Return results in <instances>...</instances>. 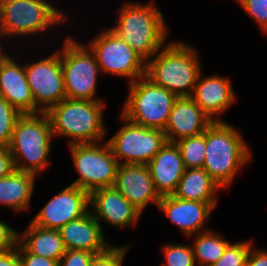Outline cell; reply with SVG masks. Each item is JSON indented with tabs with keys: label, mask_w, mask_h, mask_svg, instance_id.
<instances>
[{
	"label": "cell",
	"mask_w": 267,
	"mask_h": 266,
	"mask_svg": "<svg viewBox=\"0 0 267 266\" xmlns=\"http://www.w3.org/2000/svg\"><path fill=\"white\" fill-rule=\"evenodd\" d=\"M155 2H124L118 9L117 24L109 29L125 41L145 62L168 41L169 27Z\"/></svg>",
	"instance_id": "6da1fadb"
},
{
	"label": "cell",
	"mask_w": 267,
	"mask_h": 266,
	"mask_svg": "<svg viewBox=\"0 0 267 266\" xmlns=\"http://www.w3.org/2000/svg\"><path fill=\"white\" fill-rule=\"evenodd\" d=\"M172 41L146 62L145 76L177 97H191L203 69L199 53L182 40Z\"/></svg>",
	"instance_id": "7a4b0ae2"
},
{
	"label": "cell",
	"mask_w": 267,
	"mask_h": 266,
	"mask_svg": "<svg viewBox=\"0 0 267 266\" xmlns=\"http://www.w3.org/2000/svg\"><path fill=\"white\" fill-rule=\"evenodd\" d=\"M203 169L222 189L232 185L237 173L252 159V150L240 131L226 121H214L205 130Z\"/></svg>",
	"instance_id": "3957f363"
},
{
	"label": "cell",
	"mask_w": 267,
	"mask_h": 266,
	"mask_svg": "<svg viewBox=\"0 0 267 266\" xmlns=\"http://www.w3.org/2000/svg\"><path fill=\"white\" fill-rule=\"evenodd\" d=\"M104 106V101L65 98L46 112L53 136H66L67 145L102 142L107 129Z\"/></svg>",
	"instance_id": "277c9868"
},
{
	"label": "cell",
	"mask_w": 267,
	"mask_h": 266,
	"mask_svg": "<svg viewBox=\"0 0 267 266\" xmlns=\"http://www.w3.org/2000/svg\"><path fill=\"white\" fill-rule=\"evenodd\" d=\"M53 137L46 113L22 114L15 123L8 146L15 169L41 175L51 165L48 156L51 155Z\"/></svg>",
	"instance_id": "5b68a950"
},
{
	"label": "cell",
	"mask_w": 267,
	"mask_h": 266,
	"mask_svg": "<svg viewBox=\"0 0 267 266\" xmlns=\"http://www.w3.org/2000/svg\"><path fill=\"white\" fill-rule=\"evenodd\" d=\"M51 3L47 0H0V36L3 40L18 36L24 39L66 24L69 18L64 10Z\"/></svg>",
	"instance_id": "8992f818"
},
{
	"label": "cell",
	"mask_w": 267,
	"mask_h": 266,
	"mask_svg": "<svg viewBox=\"0 0 267 266\" xmlns=\"http://www.w3.org/2000/svg\"><path fill=\"white\" fill-rule=\"evenodd\" d=\"M177 98L143 76L128 83L127 99L120 114L137 125L164 131Z\"/></svg>",
	"instance_id": "52a82bcc"
},
{
	"label": "cell",
	"mask_w": 267,
	"mask_h": 266,
	"mask_svg": "<svg viewBox=\"0 0 267 266\" xmlns=\"http://www.w3.org/2000/svg\"><path fill=\"white\" fill-rule=\"evenodd\" d=\"M75 38V39H74ZM76 37L68 35L60 48L66 97L91 101H104L97 94V79L101 74L91 49Z\"/></svg>",
	"instance_id": "ba28073f"
},
{
	"label": "cell",
	"mask_w": 267,
	"mask_h": 266,
	"mask_svg": "<svg viewBox=\"0 0 267 266\" xmlns=\"http://www.w3.org/2000/svg\"><path fill=\"white\" fill-rule=\"evenodd\" d=\"M78 179L71 183L80 189L92 191L113 187L118 161L106 141L68 145Z\"/></svg>",
	"instance_id": "9c48e42d"
},
{
	"label": "cell",
	"mask_w": 267,
	"mask_h": 266,
	"mask_svg": "<svg viewBox=\"0 0 267 266\" xmlns=\"http://www.w3.org/2000/svg\"><path fill=\"white\" fill-rule=\"evenodd\" d=\"M102 30L87 45L101 74L126 77L129 83L145 76L146 62L109 27Z\"/></svg>",
	"instance_id": "30bf717a"
},
{
	"label": "cell",
	"mask_w": 267,
	"mask_h": 266,
	"mask_svg": "<svg viewBox=\"0 0 267 266\" xmlns=\"http://www.w3.org/2000/svg\"><path fill=\"white\" fill-rule=\"evenodd\" d=\"M123 126L106 142L119 164L147 165L166 144L164 131L130 122L120 114Z\"/></svg>",
	"instance_id": "8fae6325"
},
{
	"label": "cell",
	"mask_w": 267,
	"mask_h": 266,
	"mask_svg": "<svg viewBox=\"0 0 267 266\" xmlns=\"http://www.w3.org/2000/svg\"><path fill=\"white\" fill-rule=\"evenodd\" d=\"M34 99V114L46 113L66 97L60 49L39 61L24 64Z\"/></svg>",
	"instance_id": "7c38bea8"
},
{
	"label": "cell",
	"mask_w": 267,
	"mask_h": 266,
	"mask_svg": "<svg viewBox=\"0 0 267 266\" xmlns=\"http://www.w3.org/2000/svg\"><path fill=\"white\" fill-rule=\"evenodd\" d=\"M89 211L90 193L70 184L56 193L30 222L43 228L58 230Z\"/></svg>",
	"instance_id": "4fadbf2b"
},
{
	"label": "cell",
	"mask_w": 267,
	"mask_h": 266,
	"mask_svg": "<svg viewBox=\"0 0 267 266\" xmlns=\"http://www.w3.org/2000/svg\"><path fill=\"white\" fill-rule=\"evenodd\" d=\"M217 204L219 203L184 200L168 195L160 198L157 207L188 238L210 229L205 228L204 224L210 221Z\"/></svg>",
	"instance_id": "5bb4252c"
},
{
	"label": "cell",
	"mask_w": 267,
	"mask_h": 266,
	"mask_svg": "<svg viewBox=\"0 0 267 266\" xmlns=\"http://www.w3.org/2000/svg\"><path fill=\"white\" fill-rule=\"evenodd\" d=\"M90 211L100 223L115 228L136 226L143 214L113 187L99 188L90 193Z\"/></svg>",
	"instance_id": "9a60e30c"
},
{
	"label": "cell",
	"mask_w": 267,
	"mask_h": 266,
	"mask_svg": "<svg viewBox=\"0 0 267 266\" xmlns=\"http://www.w3.org/2000/svg\"><path fill=\"white\" fill-rule=\"evenodd\" d=\"M114 187L142 213L150 202L158 206L161 198L154 188L148 165L119 164Z\"/></svg>",
	"instance_id": "2e32d148"
},
{
	"label": "cell",
	"mask_w": 267,
	"mask_h": 266,
	"mask_svg": "<svg viewBox=\"0 0 267 266\" xmlns=\"http://www.w3.org/2000/svg\"><path fill=\"white\" fill-rule=\"evenodd\" d=\"M198 76L191 98L213 121H224L220 118L236 101L235 90L227 76Z\"/></svg>",
	"instance_id": "e0dca14e"
},
{
	"label": "cell",
	"mask_w": 267,
	"mask_h": 266,
	"mask_svg": "<svg viewBox=\"0 0 267 266\" xmlns=\"http://www.w3.org/2000/svg\"><path fill=\"white\" fill-rule=\"evenodd\" d=\"M191 97H178L164 130L167 142L199 135L213 123Z\"/></svg>",
	"instance_id": "ac0fdd59"
},
{
	"label": "cell",
	"mask_w": 267,
	"mask_h": 266,
	"mask_svg": "<svg viewBox=\"0 0 267 266\" xmlns=\"http://www.w3.org/2000/svg\"><path fill=\"white\" fill-rule=\"evenodd\" d=\"M58 232L67 250H83L100 255L114 246L108 243L103 227L91 211L63 225Z\"/></svg>",
	"instance_id": "d6986e66"
},
{
	"label": "cell",
	"mask_w": 267,
	"mask_h": 266,
	"mask_svg": "<svg viewBox=\"0 0 267 266\" xmlns=\"http://www.w3.org/2000/svg\"><path fill=\"white\" fill-rule=\"evenodd\" d=\"M7 54L0 62V96L21 114H34V99L24 65Z\"/></svg>",
	"instance_id": "ffe728a7"
},
{
	"label": "cell",
	"mask_w": 267,
	"mask_h": 266,
	"mask_svg": "<svg viewBox=\"0 0 267 266\" xmlns=\"http://www.w3.org/2000/svg\"><path fill=\"white\" fill-rule=\"evenodd\" d=\"M147 165L159 196L173 195L186 169L177 145L166 142Z\"/></svg>",
	"instance_id": "44dd1931"
},
{
	"label": "cell",
	"mask_w": 267,
	"mask_h": 266,
	"mask_svg": "<svg viewBox=\"0 0 267 266\" xmlns=\"http://www.w3.org/2000/svg\"><path fill=\"white\" fill-rule=\"evenodd\" d=\"M36 178L30 172L16 169L7 177L0 178V205L15 212L29 210Z\"/></svg>",
	"instance_id": "7402d4cb"
},
{
	"label": "cell",
	"mask_w": 267,
	"mask_h": 266,
	"mask_svg": "<svg viewBox=\"0 0 267 266\" xmlns=\"http://www.w3.org/2000/svg\"><path fill=\"white\" fill-rule=\"evenodd\" d=\"M18 242L29 253L58 262L67 250L58 230L43 228L31 222L22 234L18 232Z\"/></svg>",
	"instance_id": "603a6c76"
},
{
	"label": "cell",
	"mask_w": 267,
	"mask_h": 266,
	"mask_svg": "<svg viewBox=\"0 0 267 266\" xmlns=\"http://www.w3.org/2000/svg\"><path fill=\"white\" fill-rule=\"evenodd\" d=\"M220 185L203 168H186L173 196L198 202H219Z\"/></svg>",
	"instance_id": "cb8c5ba5"
},
{
	"label": "cell",
	"mask_w": 267,
	"mask_h": 266,
	"mask_svg": "<svg viewBox=\"0 0 267 266\" xmlns=\"http://www.w3.org/2000/svg\"><path fill=\"white\" fill-rule=\"evenodd\" d=\"M193 238L192 249L197 266H211L218 261L227 245L230 243L223 235L217 231L209 229L192 235L188 238Z\"/></svg>",
	"instance_id": "d4e9b609"
},
{
	"label": "cell",
	"mask_w": 267,
	"mask_h": 266,
	"mask_svg": "<svg viewBox=\"0 0 267 266\" xmlns=\"http://www.w3.org/2000/svg\"><path fill=\"white\" fill-rule=\"evenodd\" d=\"M177 145L185 168H202L205 161V132L192 137L183 138Z\"/></svg>",
	"instance_id": "484cf974"
},
{
	"label": "cell",
	"mask_w": 267,
	"mask_h": 266,
	"mask_svg": "<svg viewBox=\"0 0 267 266\" xmlns=\"http://www.w3.org/2000/svg\"><path fill=\"white\" fill-rule=\"evenodd\" d=\"M161 249L165 260L160 266H196L191 244L165 243Z\"/></svg>",
	"instance_id": "4316f807"
},
{
	"label": "cell",
	"mask_w": 267,
	"mask_h": 266,
	"mask_svg": "<svg viewBox=\"0 0 267 266\" xmlns=\"http://www.w3.org/2000/svg\"><path fill=\"white\" fill-rule=\"evenodd\" d=\"M253 240L230 242L222 257L211 266H246Z\"/></svg>",
	"instance_id": "83f0119b"
},
{
	"label": "cell",
	"mask_w": 267,
	"mask_h": 266,
	"mask_svg": "<svg viewBox=\"0 0 267 266\" xmlns=\"http://www.w3.org/2000/svg\"><path fill=\"white\" fill-rule=\"evenodd\" d=\"M21 115L15 107L0 96V146H9L15 123Z\"/></svg>",
	"instance_id": "f1b7e54d"
},
{
	"label": "cell",
	"mask_w": 267,
	"mask_h": 266,
	"mask_svg": "<svg viewBox=\"0 0 267 266\" xmlns=\"http://www.w3.org/2000/svg\"><path fill=\"white\" fill-rule=\"evenodd\" d=\"M267 36V0H236Z\"/></svg>",
	"instance_id": "f546056e"
},
{
	"label": "cell",
	"mask_w": 267,
	"mask_h": 266,
	"mask_svg": "<svg viewBox=\"0 0 267 266\" xmlns=\"http://www.w3.org/2000/svg\"><path fill=\"white\" fill-rule=\"evenodd\" d=\"M129 245H114L107 252L96 255L90 266H123Z\"/></svg>",
	"instance_id": "4dcf8cb0"
},
{
	"label": "cell",
	"mask_w": 267,
	"mask_h": 266,
	"mask_svg": "<svg viewBox=\"0 0 267 266\" xmlns=\"http://www.w3.org/2000/svg\"><path fill=\"white\" fill-rule=\"evenodd\" d=\"M96 254L83 250H66L59 266H90Z\"/></svg>",
	"instance_id": "1f68e13d"
},
{
	"label": "cell",
	"mask_w": 267,
	"mask_h": 266,
	"mask_svg": "<svg viewBox=\"0 0 267 266\" xmlns=\"http://www.w3.org/2000/svg\"><path fill=\"white\" fill-rule=\"evenodd\" d=\"M0 220V253L10 251L18 243V231Z\"/></svg>",
	"instance_id": "d6a6232c"
},
{
	"label": "cell",
	"mask_w": 267,
	"mask_h": 266,
	"mask_svg": "<svg viewBox=\"0 0 267 266\" xmlns=\"http://www.w3.org/2000/svg\"><path fill=\"white\" fill-rule=\"evenodd\" d=\"M18 253L22 266H59V262L56 260L29 253L19 242Z\"/></svg>",
	"instance_id": "836d02e7"
},
{
	"label": "cell",
	"mask_w": 267,
	"mask_h": 266,
	"mask_svg": "<svg viewBox=\"0 0 267 266\" xmlns=\"http://www.w3.org/2000/svg\"><path fill=\"white\" fill-rule=\"evenodd\" d=\"M14 170V160L9 148L0 146V178L7 177Z\"/></svg>",
	"instance_id": "e575fe53"
},
{
	"label": "cell",
	"mask_w": 267,
	"mask_h": 266,
	"mask_svg": "<svg viewBox=\"0 0 267 266\" xmlns=\"http://www.w3.org/2000/svg\"><path fill=\"white\" fill-rule=\"evenodd\" d=\"M252 245L246 266H267V250Z\"/></svg>",
	"instance_id": "d590c367"
},
{
	"label": "cell",
	"mask_w": 267,
	"mask_h": 266,
	"mask_svg": "<svg viewBox=\"0 0 267 266\" xmlns=\"http://www.w3.org/2000/svg\"><path fill=\"white\" fill-rule=\"evenodd\" d=\"M0 266H22L17 246L10 251L0 253Z\"/></svg>",
	"instance_id": "8d00e7d4"
},
{
	"label": "cell",
	"mask_w": 267,
	"mask_h": 266,
	"mask_svg": "<svg viewBox=\"0 0 267 266\" xmlns=\"http://www.w3.org/2000/svg\"><path fill=\"white\" fill-rule=\"evenodd\" d=\"M0 39H1L0 41L3 40L1 36H0ZM1 43H2V42H0V62H1V60L7 55V54H6V53H7V52H6L7 50L4 51V49H3V47H2L3 45H2ZM4 52H5V53H4Z\"/></svg>",
	"instance_id": "74e56055"
}]
</instances>
